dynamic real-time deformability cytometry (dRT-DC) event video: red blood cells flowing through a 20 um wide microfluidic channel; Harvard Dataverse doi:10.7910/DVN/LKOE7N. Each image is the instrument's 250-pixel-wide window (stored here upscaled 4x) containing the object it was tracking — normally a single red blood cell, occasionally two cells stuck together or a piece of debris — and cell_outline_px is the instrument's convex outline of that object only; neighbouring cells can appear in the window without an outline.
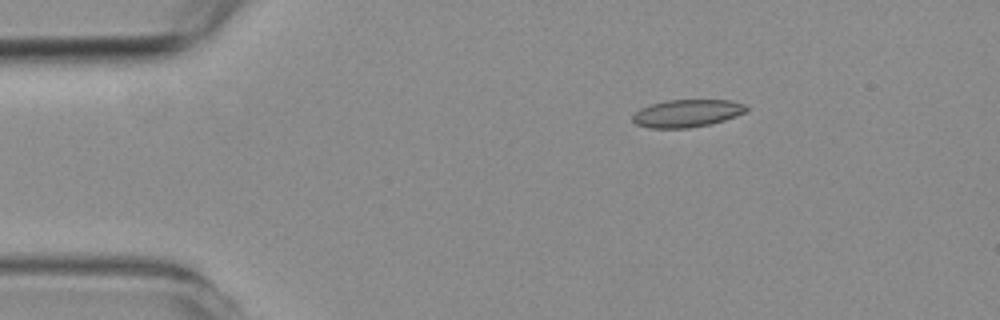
{"species": "common noctule bat (a hibernating species)", "species_latin": "Nyctalus noctula", "temperature_condition": "room temperature", "stored_images_in_passage": 9, "camera_frame_rate_fps": 3000, "um_per_image_px": 0.085, "animal": {"sex": "female", "body_mass_g": 19.3, "forearm_length_mm": 54.1}, "frame": {"image": 1, "passage_image": 2, "time_ms": 0.333, "image_size_px": [1000, 320], "cell_outline_px": [[748, 112], [724, 120], [708, 124], [688, 128], [648, 128], [636, 124], [632, 120], [632, 116], [640, 108], [652, 104], [668, 100], [732, 100], [748, 104]], "centroid_in_image_um": [58.44, 9.62], "position_along_channel_um": 26.6, "area_um2": 18.38}}